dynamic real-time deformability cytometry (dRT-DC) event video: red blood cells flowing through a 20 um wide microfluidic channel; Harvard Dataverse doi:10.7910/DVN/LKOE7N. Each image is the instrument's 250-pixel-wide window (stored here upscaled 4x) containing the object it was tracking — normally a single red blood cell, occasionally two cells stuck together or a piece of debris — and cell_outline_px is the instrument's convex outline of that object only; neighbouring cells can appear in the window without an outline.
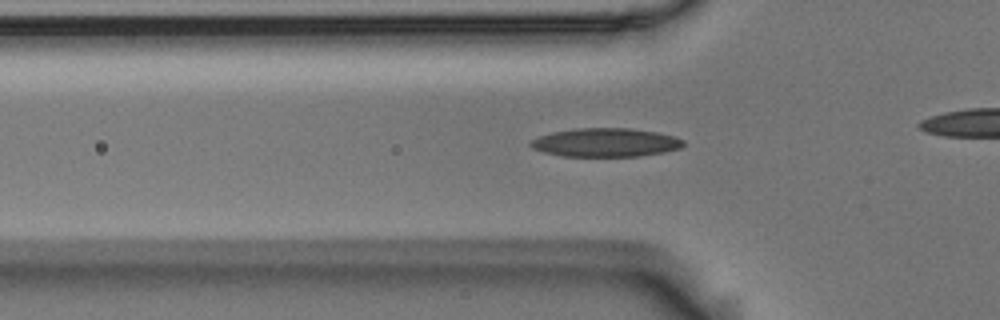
{"species": "Egyptian fruit bat (a non-hibernating species)", "species_latin": "Rousettus aegyptiacus", "temperature_condition": "room temperature", "stored_images_in_passage": 34, "camera_frame_rate_fps": 3000, "um_per_image_px": 0.085, "animal": {"sex": "male"}, "frame": {"image": 1, "passage_image": 8, "time_ms": 2.333, "image_size_px": [1000, 320], "cell_outline_px": [[684, 144], [680, 148], [664, 152], [636, 156], [560, 156], [544, 152], [532, 148], [528, 144], [532, 140], [540, 136], [552, 132], [576, 128], [632, 128], [656, 132], [672, 136], [684, 140]], "centroid_in_image_um": [51.45, 12.11], "position_along_channel_um": 74.3, "area_um2": 25.37}}
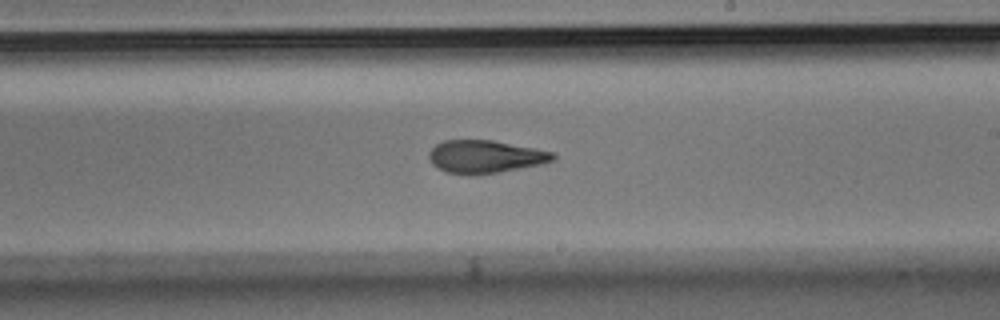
{"frame": {"image": 2, "passage_image": 22, "time_ms": 7.0, "image_size_px": [1000, 320], "cell_outline_px": [[556, 160], [540, 164], [500, 172], [472, 176], [444, 172], [432, 164], [428, 156], [428, 152], [436, 144], [444, 140], [492, 140], [536, 148], [556, 152]], "centroid_in_image_um": [41.25, 13.32], "position_along_channel_um": 247.8, "area_um2": 24.1}}
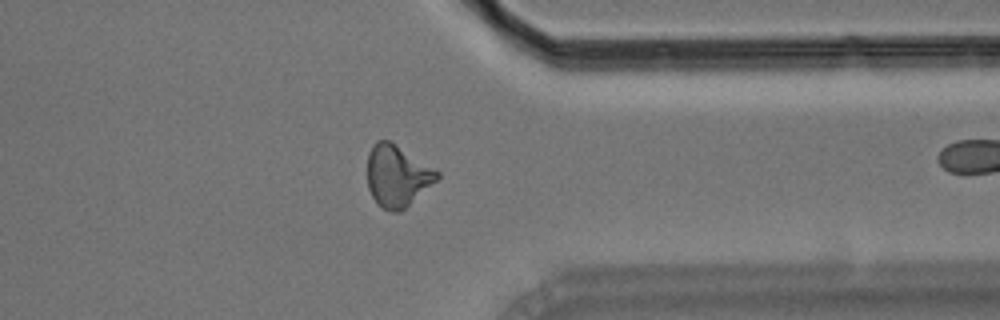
{"frame": {"image": 3, "passage_image": 33, "time_ms": 10.667, "image_size_px": [1000, 320], "cell_outline_px": [[440, 176], [436, 180], [400, 212], [388, 212], [372, 196], [368, 188], [368, 152], [372, 144], [376, 140], [388, 140], [436, 168], [440, 172]], "centroid_in_image_um": [33.76, 14.92], "position_along_channel_um": 377.6, "area_um2": 24.8}}